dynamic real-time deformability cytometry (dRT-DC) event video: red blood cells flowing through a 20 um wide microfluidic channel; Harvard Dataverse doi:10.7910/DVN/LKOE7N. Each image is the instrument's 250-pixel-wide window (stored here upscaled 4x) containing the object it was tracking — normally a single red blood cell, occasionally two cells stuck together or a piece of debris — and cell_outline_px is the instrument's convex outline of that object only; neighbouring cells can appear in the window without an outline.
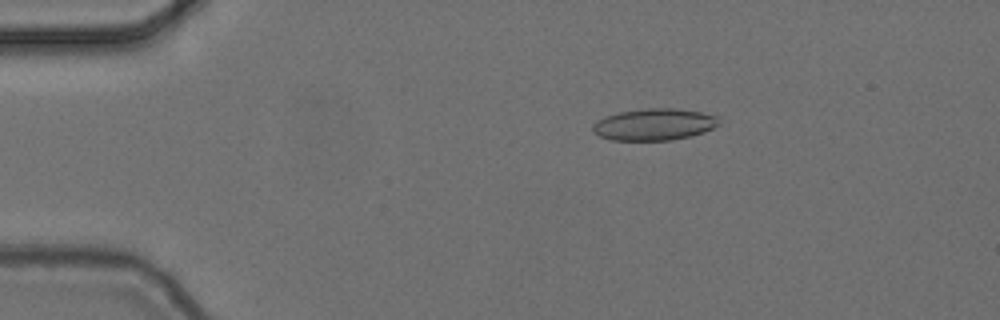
{"species": "common noctule bat (a hibernating species)", "species_latin": "Nyctalus noctula", "temperature_condition": "cold", "stored_images_in_passage": 55, "camera_frame_rate_fps": 3000, "um_per_image_px": 0.085, "animal": {"sex": "female", "body_mass_g": 24.6, "forearm_length_mm": 56.2}, "frame": {"image": 1, "passage_image": 10, "time_ms": 3.0, "image_size_px": [1000, 320], "cell_outline_px": [[720, 124], [704, 132], [692, 136], [672, 140], [612, 140], [600, 136], [592, 132], [592, 124], [604, 116], [620, 112], [644, 108], [676, 108], [700, 112], [716, 116]], "centroid_in_image_um": [55.58, 10.58], "position_along_channel_um": 29.4, "area_um2": 23.41}}
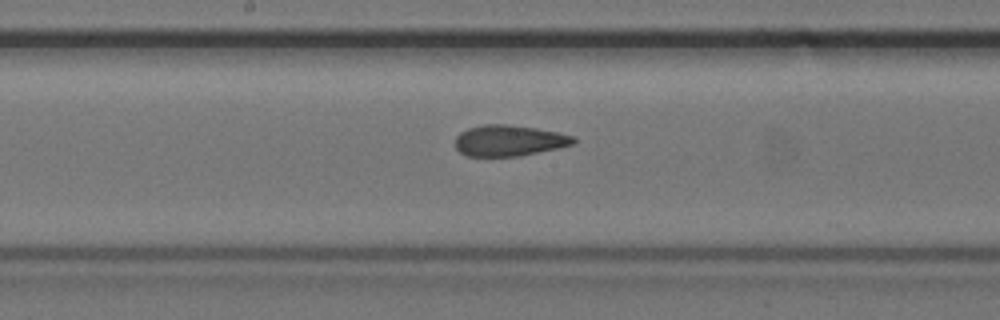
{"frame": {"image": 2, "passage_image": 29, "time_ms": 9.333, "image_size_px": [1000, 320], "cell_outline_px": [[576, 144], [560, 148], [520, 156], [464, 156], [456, 148], [456, 136], [460, 132], [468, 128], [484, 124], [508, 124], [536, 128], [576, 136]], "centroid_in_image_um": [43.3, 11.95], "position_along_channel_um": 204.9, "area_um2": 21.62}}
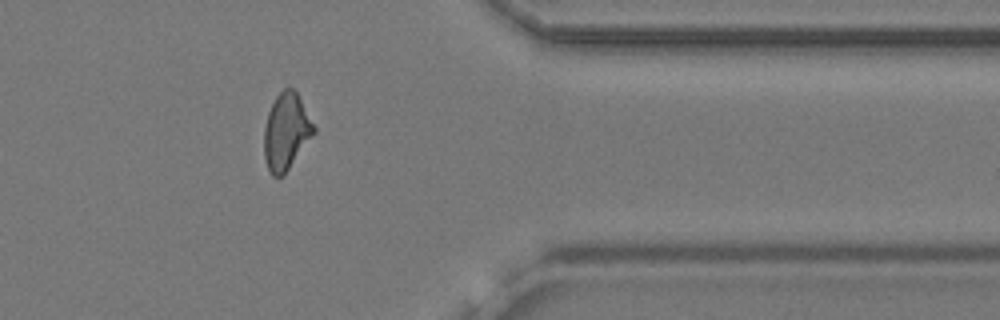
{"frame": {"image": 3, "passage_image": 45, "time_ms": 14.667, "image_size_px": [1000, 320], "cell_outline_px": [[316, 132], [284, 176], [272, 176], [268, 168], [264, 156], [264, 128], [268, 112], [276, 96], [284, 88], [292, 88], [296, 92], [316, 128]], "centroid_in_image_um": [24.33, 11.21], "position_along_channel_um": 387.1, "area_um2": 22.14}, "authors_computed_cell_mechanics": {"area_um2": 21.964, "velocity_mm_per_s": 3.7188, "shape_relaxation_time_tau1_ms": 10.0486, "shape_relaxation_time_tau2_ms": 2.5276, "deformation_change_tau1": 0.2101, "deformation_change_tau2": 0.1058}}